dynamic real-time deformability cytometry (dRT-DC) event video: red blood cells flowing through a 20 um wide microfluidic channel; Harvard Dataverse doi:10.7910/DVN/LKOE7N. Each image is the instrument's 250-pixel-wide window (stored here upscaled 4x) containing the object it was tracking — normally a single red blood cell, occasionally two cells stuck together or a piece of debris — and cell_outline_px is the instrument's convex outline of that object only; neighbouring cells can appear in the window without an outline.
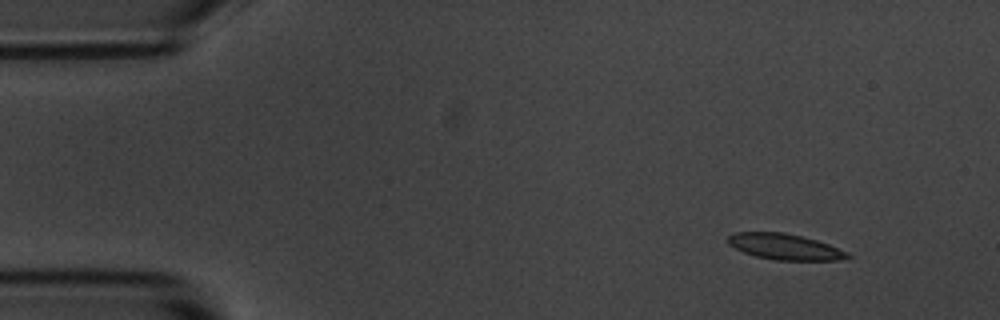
{"species": "common noctule bat (a hibernating species)", "species_latin": "Nyctalus noctula", "temperature_condition": "room temperature", "stored_images_in_passage": 5, "camera_frame_rate_fps": 3000, "um_per_image_px": 0.085, "animal": {"sex": "male", "body_mass_g": 20.1, "forearm_length_mm": 53.5}, "frame": {"image": 1, "passage_image": 5, "time_ms": 5.333, "image_size_px": [1000, 320], "cell_outline_px": [[852, 256], [836, 260], [776, 260], [756, 256], [744, 252], [728, 244], [728, 236], [736, 232], [784, 232], [816, 240], [828, 244], [848, 252]], "centroid_in_image_um": [66.7, 20.97], "position_along_channel_um": 18.3, "area_um2": 17.8}}